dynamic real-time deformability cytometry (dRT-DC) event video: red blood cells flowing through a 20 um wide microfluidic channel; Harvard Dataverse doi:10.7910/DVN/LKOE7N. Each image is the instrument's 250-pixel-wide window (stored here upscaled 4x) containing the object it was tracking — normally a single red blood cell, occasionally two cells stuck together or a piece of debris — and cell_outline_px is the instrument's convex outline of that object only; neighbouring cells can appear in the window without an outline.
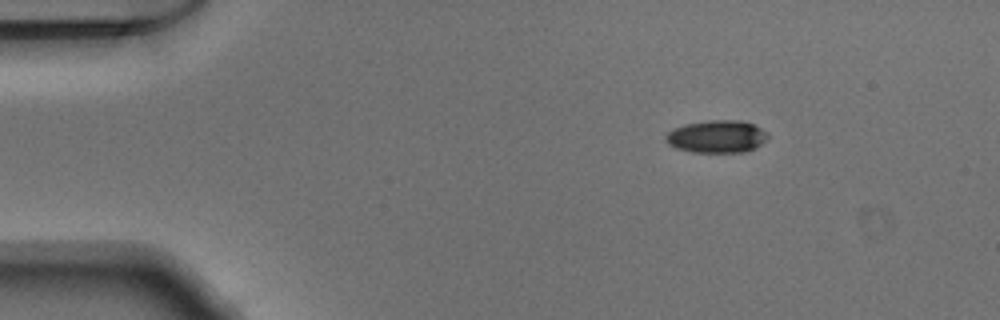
{"species": "Egyptian fruit bat (a non-hibernating species)", "species_latin": "Rousettus aegyptiacus", "temperature_condition": "warm", "stored_images_in_passage": 44, "camera_frame_rate_fps": 3000, "um_per_image_px": 0.085, "animal": {"sex": "male"}, "frame": {"image": 1, "passage_image": 1, "time_ms": 0.0, "image_size_px": [1000, 320], "cell_outline_px": [[768, 136], [756, 148], [744, 152], [692, 152], [676, 148], [668, 144], [664, 140], [664, 136], [672, 128], [684, 124], [708, 120], [740, 120], [756, 124]], "centroid_in_image_um": [60.88, 11.6], "position_along_channel_um": 24.1, "area_um2": 19.48}}
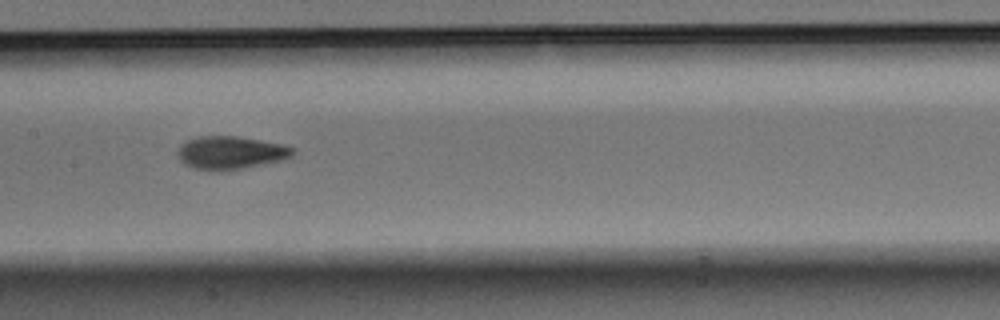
{"frame": {"image": 2, "passage_image": 19, "time_ms": 6.0, "image_size_px": [1000, 320], "cell_outline_px": [[296, 152], [292, 156], [280, 160], [240, 168], [212, 172], [196, 168], [184, 164], [176, 156], [176, 152], [180, 144], [188, 140], [200, 136], [236, 136], [284, 144], [292, 148]], "centroid_in_image_um": [19.55, 12.97], "position_along_channel_um": 187.9, "area_um2": 22.08}}
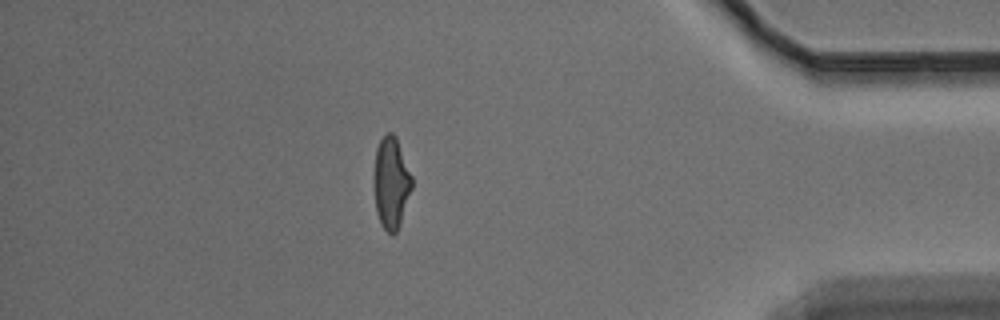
{"frame": {"image": 3, "passage_image": 38, "time_ms": 12.333, "image_size_px": [1000, 320], "cell_outline_px": [[412, 188], [400, 224], [396, 232], [392, 236], [380, 224], [376, 212], [372, 184], [376, 148], [380, 140], [388, 132], [392, 132], [396, 136], [412, 176]], "centroid_in_image_um": [33.22, 15.55], "position_along_channel_um": 402.0, "area_um2": 20.63}}